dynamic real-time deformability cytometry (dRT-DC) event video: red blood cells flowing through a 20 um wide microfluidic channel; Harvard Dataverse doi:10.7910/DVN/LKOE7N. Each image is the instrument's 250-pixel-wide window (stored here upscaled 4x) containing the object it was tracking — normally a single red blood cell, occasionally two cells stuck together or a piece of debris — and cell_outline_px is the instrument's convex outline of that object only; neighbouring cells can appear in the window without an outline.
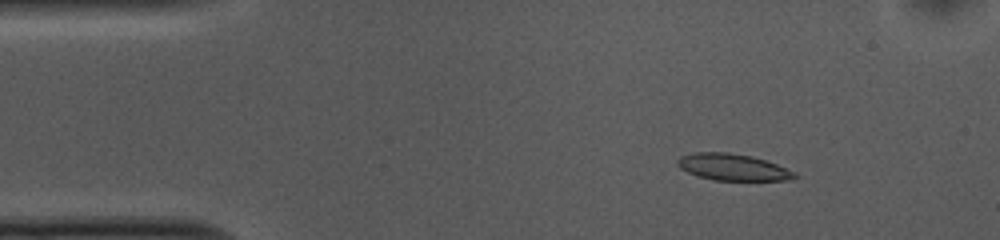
{"species": "common noctule bat (a hibernating species)", "species_latin": "Nyctalus noctula", "temperature_condition": "cold", "stored_images_in_passage": 50, "camera_frame_rate_fps": 3000, "um_per_image_px": 0.085, "animal": {"sex": "female", "body_mass_g": 10.0, "forearm_length_mm": 53.1}, "frame": {"image": 1, "passage_image": 4, "time_ms": 1.0, "image_size_px": [1000, 240], "cell_outline_px": [[800, 176], [792, 180], [712, 180], [688, 172], [680, 168], [676, 164], [676, 160], [680, 156], [696, 152], [728, 152], [752, 156], [776, 164], [796, 172]], "centroid_in_image_um": [62.3, 14.21], "position_along_channel_um": 22.7, "area_um2": 18.21}}
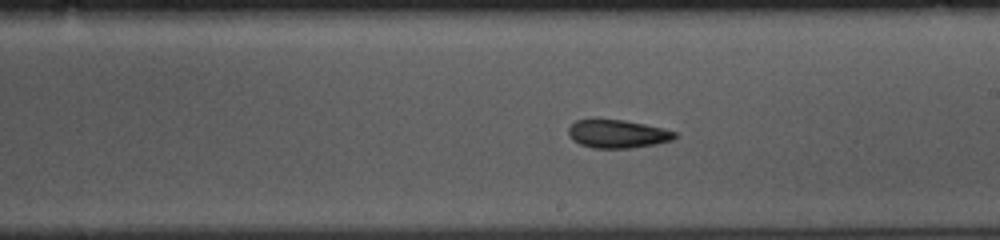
{"frame": {"image": 2, "passage_image": 26, "time_ms": 8.333, "image_size_px": [1000, 240], "cell_outline_px": [[676, 136], [672, 140], [656, 144], [632, 148], [592, 148], [580, 144], [572, 140], [568, 136], [568, 128], [576, 120], [596, 116], [600, 116], [624, 120], [644, 124], [676, 132]], "centroid_in_image_um": [52.4, 11.34], "position_along_channel_um": 236.6, "area_um2": 18.09}}
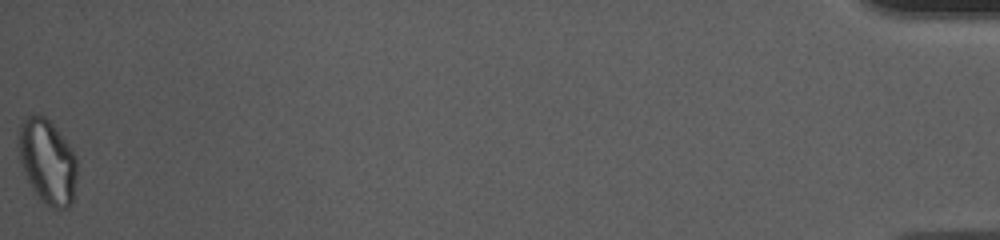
{"frame": {"image": 3, "passage_image": 50, "time_ms": 16.333, "image_size_px": [1000, 240], "cell_outline_px": [[76, 176], [72, 204], [68, 208], [52, 208], [44, 204], [32, 188], [28, 180], [20, 160], [20, 124], [28, 116], [36, 112], [44, 116], [52, 124], [68, 144], [76, 156]], "centroid_in_image_um": [4.05, 13.75], "position_along_channel_um": 431.2, "area_um2": 28.32}, "authors_computed_cell_mechanics": {"area_um2": 18.2359, "velocity_mm_per_s": 3.7252, "shape_relaxation_time_tau1_ms": 3.4526, "shape_relaxation_time_tau2_ms": 4.8383, "deformation_change_tau1": 0.1165, "deformation_change_tau2": 0.0961}}